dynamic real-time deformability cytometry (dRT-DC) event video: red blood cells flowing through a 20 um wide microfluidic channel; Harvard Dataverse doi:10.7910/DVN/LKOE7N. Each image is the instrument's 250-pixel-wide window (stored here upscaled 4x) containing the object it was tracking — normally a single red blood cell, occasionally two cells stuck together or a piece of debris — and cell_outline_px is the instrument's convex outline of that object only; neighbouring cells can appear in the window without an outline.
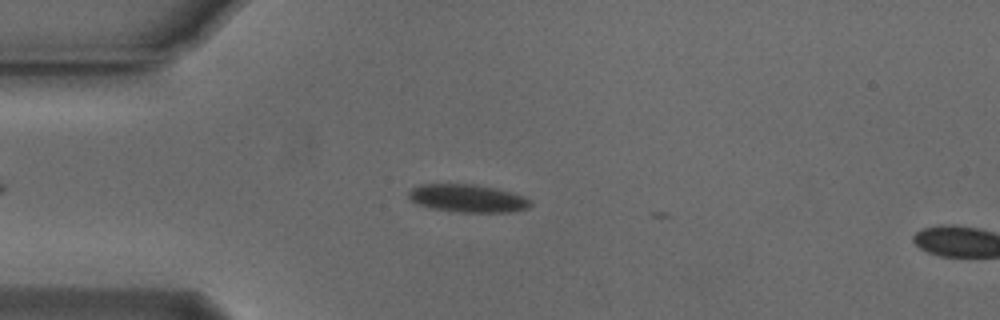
{"species": "Egyptian fruit bat (a non-hibernating species)", "species_latin": "Rousettus aegyptiacus", "temperature_condition": "cold", "stored_images_in_passage": 7, "camera_frame_rate_fps": 3000, "um_per_image_px": 0.085, "animal": {"sex": "male"}, "frame": {"image": 1, "passage_image": 4, "time_ms": 1.0, "image_size_px": [1000, 320], "cell_outline_px": [[532, 204], [528, 208], [512, 212], [460, 212], [432, 208], [416, 204], [408, 196], [408, 192], [412, 188], [420, 184], [476, 184], [496, 188], [512, 192], [524, 196], [532, 200]], "centroid_in_image_um": [39.78, 16.85], "position_along_channel_um": 45.2, "area_um2": 19.94}}